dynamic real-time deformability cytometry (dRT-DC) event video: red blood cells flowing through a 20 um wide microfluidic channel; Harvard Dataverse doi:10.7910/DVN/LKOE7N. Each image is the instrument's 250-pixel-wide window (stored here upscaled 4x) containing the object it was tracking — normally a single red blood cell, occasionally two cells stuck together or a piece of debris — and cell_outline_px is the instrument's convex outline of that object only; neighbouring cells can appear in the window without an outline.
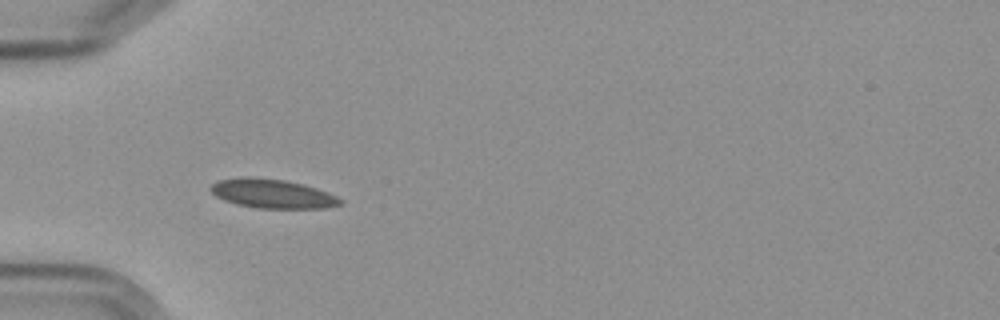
{"species": "Egyptian fruit bat (a non-hibernating species)", "species_latin": "Rousettus aegyptiacus", "temperature_condition": "cold", "stored_images_in_passage": 5, "camera_frame_rate_fps": 3000, "um_per_image_px": 0.085, "frame": {"image": 1, "passage_image": 4, "time_ms": 4.667, "image_size_px": [1000, 320], "cell_outline_px": [[344, 204], [324, 208], [256, 208], [236, 204], [224, 200], [216, 196], [208, 188], [212, 184], [220, 180], [244, 176], [248, 176], [284, 180], [316, 188], [336, 196], [344, 200]], "centroid_in_image_um": [23.14, 16.47], "position_along_channel_um": 61.9, "area_um2": 21.91}}
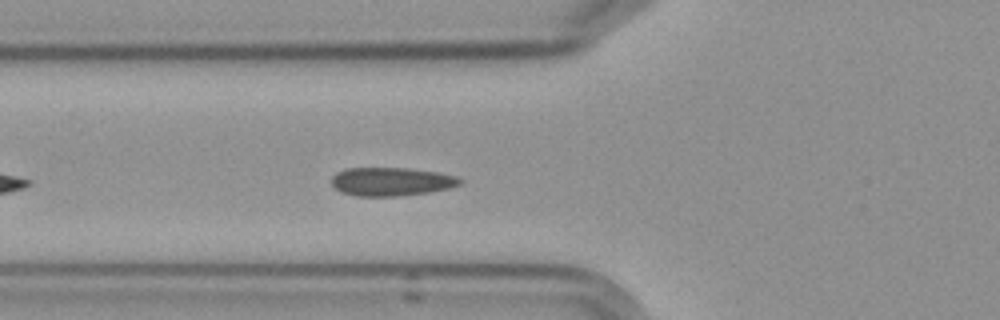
{"frame": {"image": 2, "passage_image": 5, "time_ms": 5.667, "image_size_px": [1000, 320], "cell_outline_px": [[464, 180], [460, 184], [448, 188], [428, 192], [400, 196], [356, 196], [340, 192], [332, 184], [332, 176], [336, 172], [348, 168], [408, 168], [436, 172], [456, 176]], "centroid_in_image_um": [33.24, 15.44], "position_along_channel_um": 92.6, "area_um2": 21.27}}